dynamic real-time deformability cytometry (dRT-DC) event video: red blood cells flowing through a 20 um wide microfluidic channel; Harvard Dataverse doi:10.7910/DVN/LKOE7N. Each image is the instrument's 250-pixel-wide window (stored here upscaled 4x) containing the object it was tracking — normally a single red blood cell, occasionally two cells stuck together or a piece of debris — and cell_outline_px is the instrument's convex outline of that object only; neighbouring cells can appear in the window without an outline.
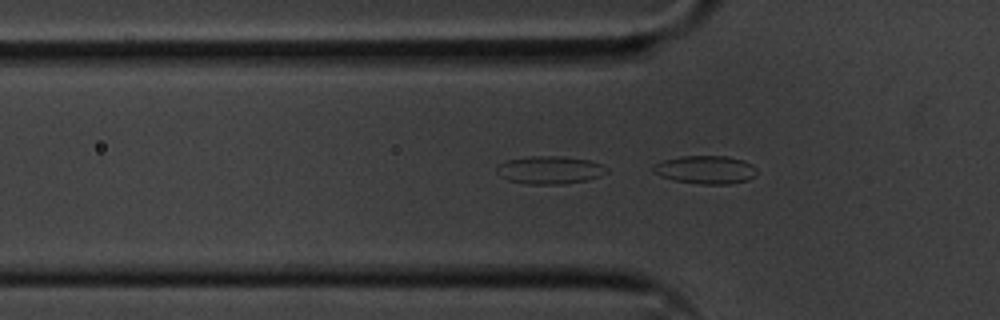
{"species": "common noctule bat (a hibernating species)", "species_latin": "Nyctalus noctula", "temperature_condition": "cold", "stored_images_in_passage": 46, "camera_frame_rate_fps": 3000, "um_per_image_px": 0.085, "animal": {"sex": "male", "body_mass_g": 20.1, "forearm_length_mm": 53.5}, "frame": {"image": 1, "passage_image": 9, "time_ms": 2.667, "image_size_px": [1000, 320], "cell_outline_px": [[756, 176], [748, 180], [728, 184], [700, 184], [672, 180], [660, 176], [652, 172], [652, 168], [656, 164], [664, 160], [680, 156], [728, 156], [744, 160], [752, 164], [756, 168]], "centroid_in_image_um": [59.99, 14.43], "position_along_channel_um": 65.8, "area_um2": 17.17}}
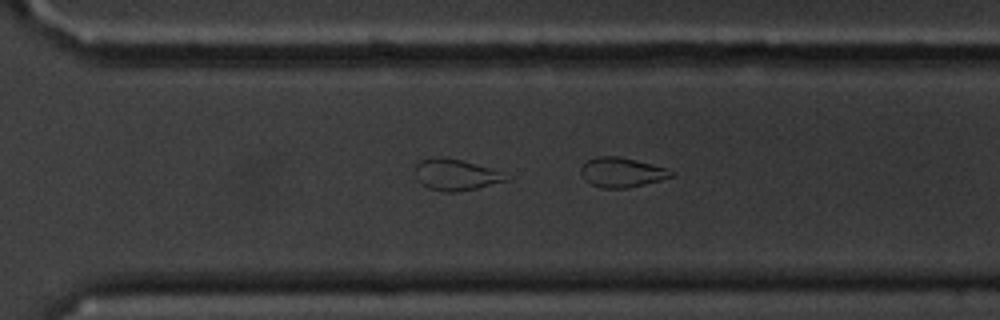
{"frame": {"image": 2, "passage_image": 30, "time_ms": 9.667, "image_size_px": [1000, 320], "cell_outline_px": [[676, 176], [628, 188], [600, 188], [584, 180], [580, 172], [580, 168], [588, 160], [596, 156], [616, 156], [636, 160], [668, 168], [676, 172]], "centroid_in_image_um": [52.88, 14.65], "position_along_channel_um": 317.7, "area_um2": 15.78}}
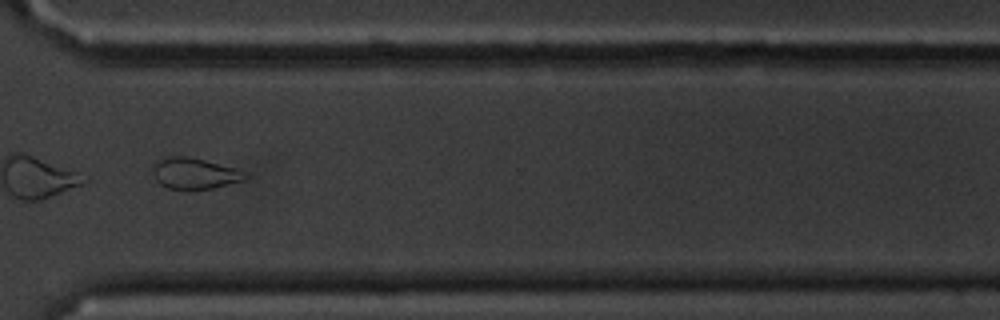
{"frame": {"image": 3, "passage_image": 33, "time_ms": 10.667, "image_size_px": [1000, 320], "cell_outline_px": [[248, 176], [244, 180], [212, 188], [168, 188], [160, 184], [156, 180], [152, 172], [152, 164], [160, 156], [188, 156], [236, 168]], "centroid_in_image_um": [16.46, 14.7], "position_along_channel_um": 354.1, "area_um2": 16.65}, "authors_computed_cell_mechanics": {"area_um2": 16.7042, "velocity_mm_per_s": 3.6059, "shape_relaxation_time_tau1_ms": 3.1754, "shape_relaxation_time_tau2_ms": 3.9059, "deformation_change_tau1": 0.0875, "deformation_change_tau2": 0.0977}}